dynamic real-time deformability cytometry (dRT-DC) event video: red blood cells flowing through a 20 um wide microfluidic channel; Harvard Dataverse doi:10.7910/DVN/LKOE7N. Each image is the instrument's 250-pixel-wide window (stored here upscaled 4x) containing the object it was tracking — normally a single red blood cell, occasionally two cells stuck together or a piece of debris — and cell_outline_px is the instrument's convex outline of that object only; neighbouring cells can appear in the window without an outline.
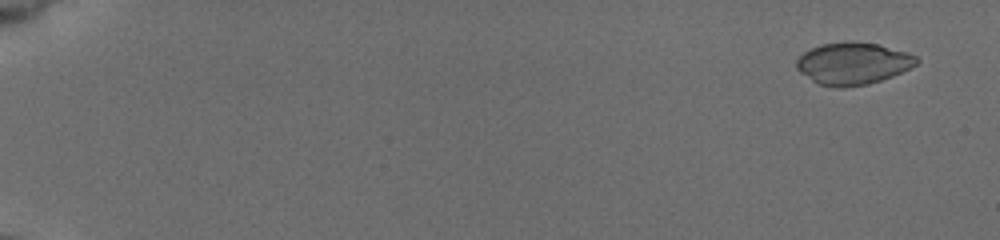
{"species": "common noctule bat (a hibernating species)", "species_latin": "Nyctalus noctula", "temperature_condition": "cold", "stored_images_in_passage": 57, "camera_frame_rate_fps": 3000, "um_per_image_px": 0.085, "animal": {"sex": "female", "body_mass_g": 19.5, "forearm_length_mm": 54.1}, "frame": {"image": 1, "passage_image": 4, "time_ms": 1.0, "image_size_px": [1000, 240], "cell_outline_px": [[920, 60], [916, 64], [892, 76], [868, 84], [836, 88], [820, 84], [812, 80], [800, 72], [796, 68], [796, 60], [804, 52], [820, 44], [848, 40], [856, 40], [880, 44], [908, 52], [916, 56]], "centroid_in_image_um": [72.5, 5.36], "position_along_channel_um": 12.5, "area_um2": 29.59}}
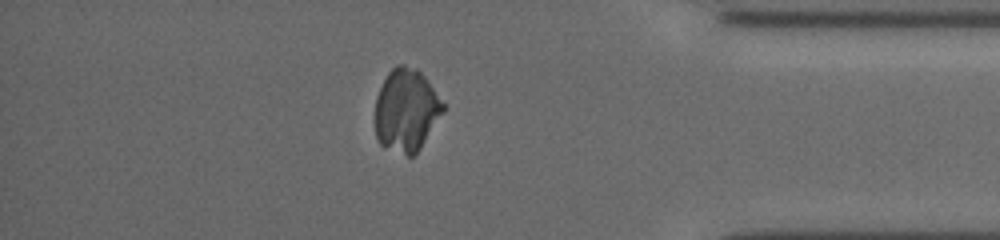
{"frame": {"image": 2, "passage_image": 50, "time_ms": 16.333, "image_size_px": [1000, 240], "cell_outline_px": [[444, 112], [420, 148], [412, 156], [408, 156], [384, 148], [380, 144], [376, 136], [376, 96], [388, 72], [396, 64], [404, 64], [416, 68], [428, 80], [444, 104]], "centroid_in_image_um": [34.53, 9.36], "position_along_channel_um": 400.7, "area_um2": 32.77}}